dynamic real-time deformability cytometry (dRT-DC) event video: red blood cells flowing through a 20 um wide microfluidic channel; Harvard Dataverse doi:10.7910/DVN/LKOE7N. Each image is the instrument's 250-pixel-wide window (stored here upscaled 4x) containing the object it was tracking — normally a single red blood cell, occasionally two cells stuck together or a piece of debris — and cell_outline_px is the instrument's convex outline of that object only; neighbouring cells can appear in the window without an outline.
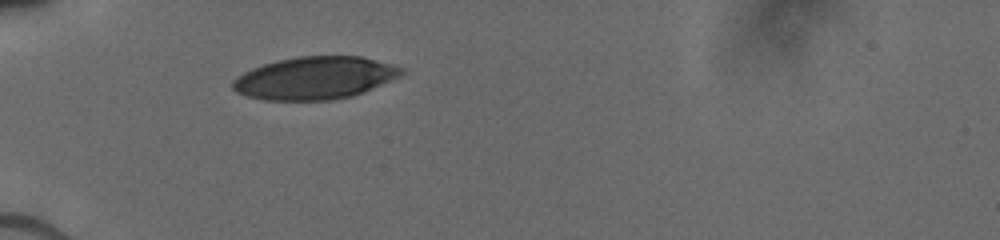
{"species": "human", "species_latin": "Homo sapiens", "temperature_condition": "cold", "stored_images_in_passage": 3, "camera_frame_rate_fps": 3000, "um_per_image_px": 0.085, "donor": {"sex": "male"}, "frame": {"image": 1, "passage_image": 1, "time_ms": 0.0, "image_size_px": [1000, 240], "cell_outline_px": [[404, 72], [400, 76], [364, 92], [352, 96], [332, 100], [264, 100], [248, 96], [236, 92], [232, 88], [232, 80], [244, 72], [252, 68], [276, 60], [296, 56], [360, 56], [392, 64], [404, 68]], "centroid_in_image_um": [26.75, 6.63], "position_along_channel_um": 58.2, "area_um2": 41.91}}